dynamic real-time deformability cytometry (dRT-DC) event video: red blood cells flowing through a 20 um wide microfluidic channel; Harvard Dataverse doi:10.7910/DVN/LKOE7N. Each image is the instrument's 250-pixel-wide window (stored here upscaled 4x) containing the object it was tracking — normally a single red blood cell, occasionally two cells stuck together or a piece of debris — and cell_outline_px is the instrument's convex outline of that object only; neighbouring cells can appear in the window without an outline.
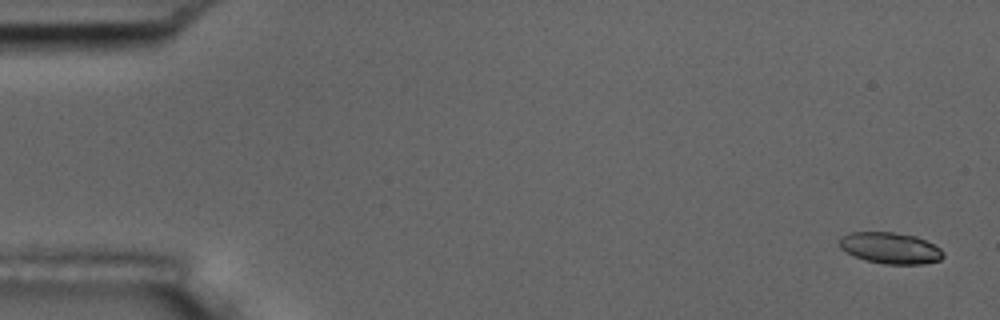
{"species": "common noctule bat (a hibernating species)", "species_latin": "Nyctalus noctula", "temperature_condition": "room temperature", "stored_images_in_passage": 5, "camera_frame_rate_fps": 3000, "um_per_image_px": 0.085, "animal": {"sex": "male", "body_mass_g": 17.5, "forearm_length_mm": 52.3}, "frame": {"image": 1, "passage_image": 1, "time_ms": 0.0, "image_size_px": [1000, 320], "cell_outline_px": [[944, 256], [940, 260], [924, 264], [884, 264], [864, 260], [852, 256], [840, 248], [840, 236], [852, 232], [892, 232], [916, 236], [940, 248], [944, 252]], "centroid_in_image_um": [75.66, 21.09], "position_along_channel_um": 9.3, "area_um2": 19.02}}
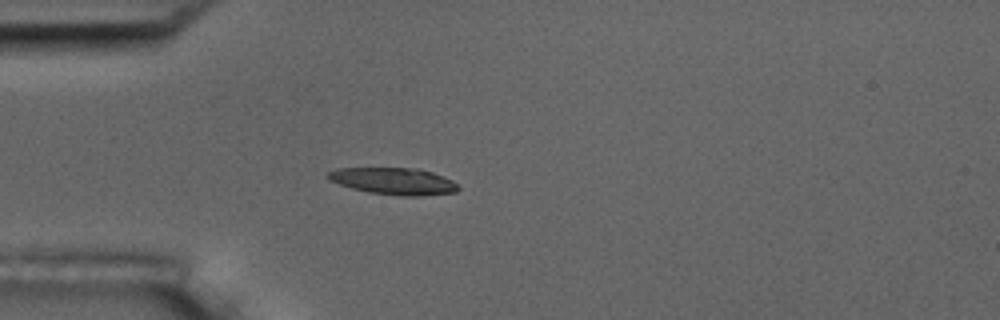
{"frame": {"image": 2, "passage_image": 5, "time_ms": 4.667, "image_size_px": [1000, 320], "cell_outline_px": [[460, 188], [456, 192], [424, 196], [400, 196], [368, 192], [352, 188], [328, 180], [324, 176], [328, 172], [336, 168], [416, 168], [432, 172], [444, 176], [452, 180]], "centroid_in_image_um": [33.45, 15.4], "position_along_channel_um": 51.5, "area_um2": 20.58}}